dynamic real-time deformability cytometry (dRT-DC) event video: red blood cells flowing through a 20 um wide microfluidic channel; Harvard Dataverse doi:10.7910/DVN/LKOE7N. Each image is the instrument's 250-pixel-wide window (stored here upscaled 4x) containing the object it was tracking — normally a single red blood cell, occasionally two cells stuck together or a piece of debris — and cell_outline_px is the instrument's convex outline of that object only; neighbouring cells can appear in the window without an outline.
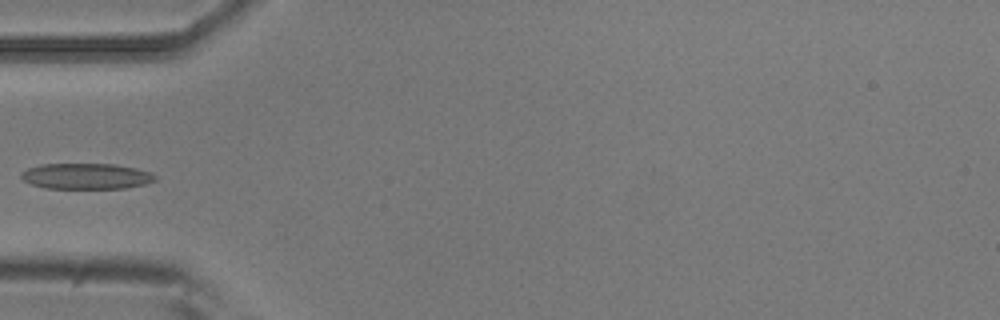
{"species": "common noctule bat (a hibernating species)", "species_latin": "Nyctalus noctula", "temperature_condition": "room temperature", "stored_images_in_passage": 5, "camera_frame_rate_fps": 3000, "um_per_image_px": 0.085, "animal": {"sex": "male", "body_mass_g": 20.5, "forearm_length_mm": 52.5}, "frame": {"image": 1, "passage_image": 5, "time_ms": 5.333, "image_size_px": [1000, 320], "cell_outline_px": [[156, 180], [144, 184], [124, 188], [44, 188], [32, 184], [24, 180], [20, 176], [20, 172], [28, 168], [40, 164], [112, 164], [136, 168], [152, 172], [156, 176]], "centroid_in_image_um": [7.32, 14.97], "position_along_channel_um": 77.7, "area_um2": 20.11}}